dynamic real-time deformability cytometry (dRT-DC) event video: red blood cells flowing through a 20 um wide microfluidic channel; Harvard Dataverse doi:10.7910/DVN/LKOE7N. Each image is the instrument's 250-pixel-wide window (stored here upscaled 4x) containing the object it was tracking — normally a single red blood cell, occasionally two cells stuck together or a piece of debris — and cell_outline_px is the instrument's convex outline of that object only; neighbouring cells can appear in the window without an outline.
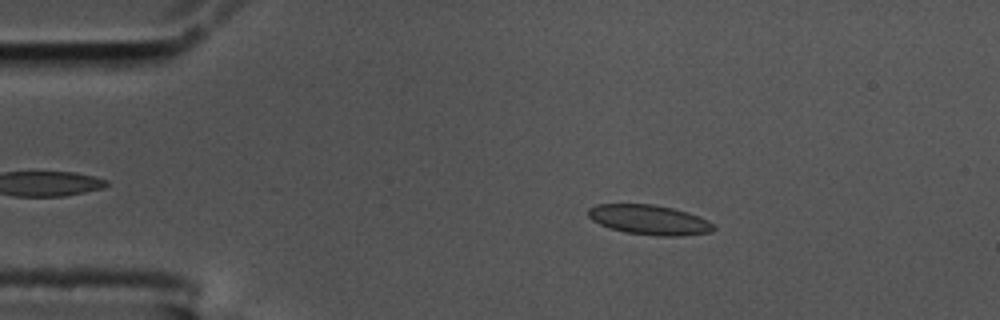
{"species": "common noctule bat (a hibernating species)", "species_latin": "Nyctalus noctula", "temperature_condition": "cold", "stored_images_in_passage": 50, "camera_frame_rate_fps": 3000, "um_per_image_px": 0.085, "animal": {"sex": "male", "body_mass_g": 17.5, "forearm_length_mm": 52.3}, "frame": {"image": 1, "passage_image": 10, "time_ms": 3.0, "image_size_px": [1000, 320], "cell_outline_px": [[716, 228], [712, 232], [680, 236], [656, 236], [624, 232], [608, 228], [592, 220], [588, 216], [588, 208], [596, 204], [652, 204], [672, 208], [688, 212], [708, 220]], "centroid_in_image_um": [55.18, 18.69], "position_along_channel_um": 29.8, "area_um2": 21.91}}
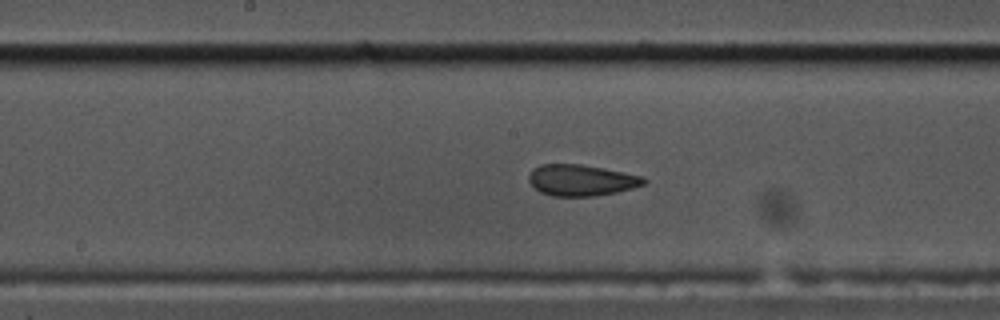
{"frame": {"image": 2, "passage_image": 29, "time_ms": 9.333, "image_size_px": [1000, 320], "cell_outline_px": [[648, 180], [644, 184], [632, 188], [616, 192], [596, 196], [552, 196], [540, 192], [528, 180], [528, 176], [532, 168], [540, 164], [580, 164], [604, 168], [644, 176]], "centroid_in_image_um": [49.41, 15.31], "position_along_channel_um": 198.8, "area_um2": 21.04}}
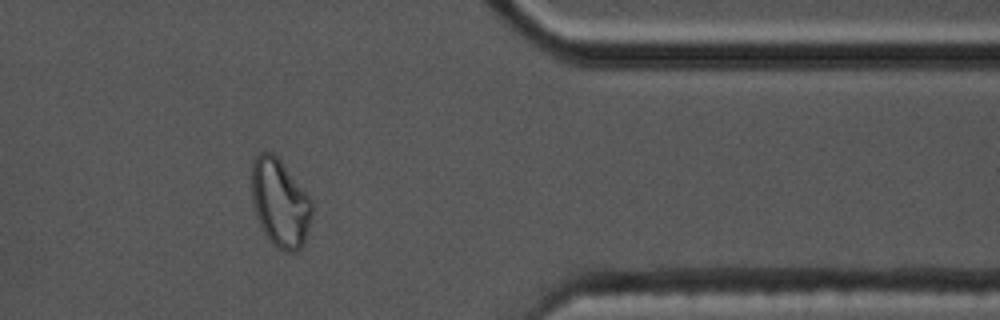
{"frame": {"image": 3, "passage_image": 47, "time_ms": 15.333, "image_size_px": [1000, 320], "cell_outline_px": [[312, 212], [304, 244], [296, 252], [284, 252], [276, 248], [272, 244], [264, 232], [260, 224], [252, 204], [252, 164], [256, 156], [260, 152], [272, 152], [280, 160], [312, 200]], "centroid_in_image_um": [23.8, 17.28], "position_along_channel_um": 387.6, "area_um2": 30.75}, "authors_computed_cell_mechanics": {"area_um2": 21.2126, "velocity_mm_per_s": 3.4526, "shape_relaxation_time_tau1_ms": null, "shape_relaxation_time_tau2_ms": 1.0133, "deformation_change_tau1": null, "deformation_change_tau2": 0.0736}}